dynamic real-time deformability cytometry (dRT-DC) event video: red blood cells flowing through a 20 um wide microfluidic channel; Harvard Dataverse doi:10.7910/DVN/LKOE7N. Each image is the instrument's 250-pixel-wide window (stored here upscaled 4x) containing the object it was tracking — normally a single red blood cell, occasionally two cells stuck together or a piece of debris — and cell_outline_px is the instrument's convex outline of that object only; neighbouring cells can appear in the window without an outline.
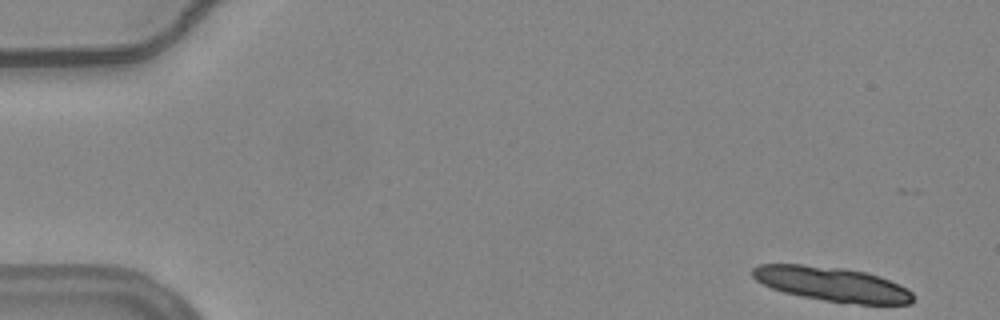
{"species": "common noctule bat (a hibernating species)", "species_latin": "Nyctalus noctula", "temperature_condition": "warm", "stored_images_in_passage": 15, "camera_frame_rate_fps": 3000, "um_per_image_px": 0.085, "animal": {"sex": "female", "body_mass_g": 24.6, "forearm_length_mm": 56.2}, "frame": {"image": 1, "passage_image": 1, "time_ms": 0.0, "image_size_px": [1000, 320], "cell_outline_px": [[912, 304], [860, 304], [824, 300], [784, 292], [772, 288], [756, 280], [752, 276], [752, 268], [760, 264], [800, 264], [844, 268], [864, 272], [880, 276], [900, 284], [908, 288], [912, 292]], "centroid_in_image_um": [70.75, 24.14], "position_along_channel_um": 14.3, "area_um2": 32.02}}